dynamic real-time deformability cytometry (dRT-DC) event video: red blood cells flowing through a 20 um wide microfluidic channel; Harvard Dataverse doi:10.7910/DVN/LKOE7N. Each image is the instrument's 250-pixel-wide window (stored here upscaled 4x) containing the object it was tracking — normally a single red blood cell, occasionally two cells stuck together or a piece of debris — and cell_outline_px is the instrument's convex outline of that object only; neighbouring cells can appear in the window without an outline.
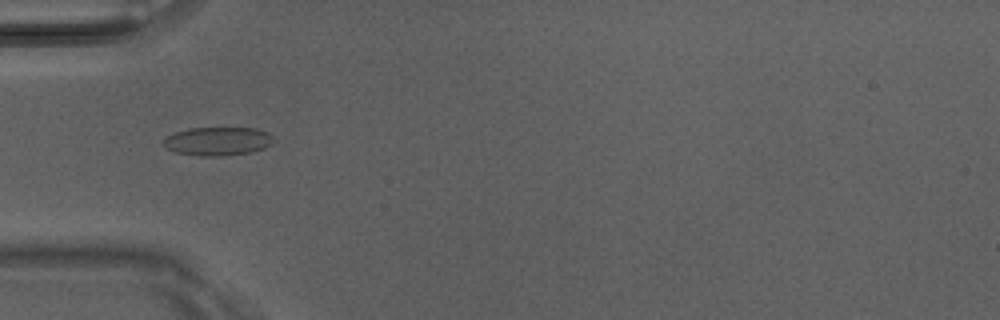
{"species": "Egyptian fruit bat (a non-hibernating species)", "species_latin": "Rousettus aegyptiacus", "temperature_condition": "room temperature", "stored_images_in_passage": 5, "camera_frame_rate_fps": 3000, "um_per_image_px": 0.085, "animal": {"sex": "male"}, "frame": {"image": 1, "passage_image": 5, "time_ms": 1.333, "image_size_px": [1000, 320], "cell_outline_px": [[276, 140], [272, 144], [264, 148], [248, 152], [220, 156], [200, 156], [176, 152], [164, 148], [160, 144], [160, 140], [164, 136], [188, 128], [256, 128], [268, 132]], "centroid_in_image_um": [18.44, 12.0], "position_along_channel_um": 66.6, "area_um2": 18.61}}